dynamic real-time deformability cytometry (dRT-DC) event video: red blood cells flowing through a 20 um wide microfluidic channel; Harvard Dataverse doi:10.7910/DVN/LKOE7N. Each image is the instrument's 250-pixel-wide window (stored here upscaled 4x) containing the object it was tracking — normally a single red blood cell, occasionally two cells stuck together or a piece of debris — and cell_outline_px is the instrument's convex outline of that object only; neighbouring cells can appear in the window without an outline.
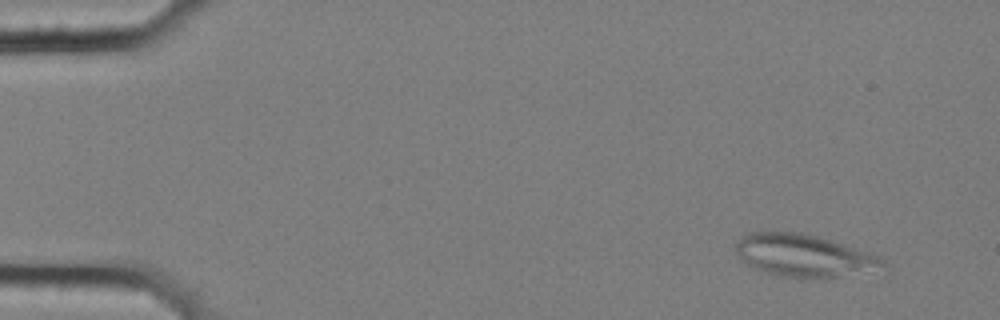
{"species": "common noctule bat (a hibernating species)", "species_latin": "Nyctalus noctula", "temperature_condition": "cold", "stored_images_in_passage": 9, "camera_frame_rate_fps": 3000, "um_per_image_px": 0.085, "animal": {"sex": "female", "body_mass_g": 25.1}, "frame": {"image": 1, "passage_image": 1, "time_ms": 0.0, "image_size_px": [1000, 320], "cell_outline_px": [[888, 264], [840, 276], [800, 280], [768, 272], [756, 268], [748, 264], [736, 252], [736, 240], [744, 232], [800, 232], [832, 240], [872, 252], [880, 256]], "centroid_in_image_um": [68.29, 21.7], "position_along_channel_um": 16.7, "area_um2": 36.07}}
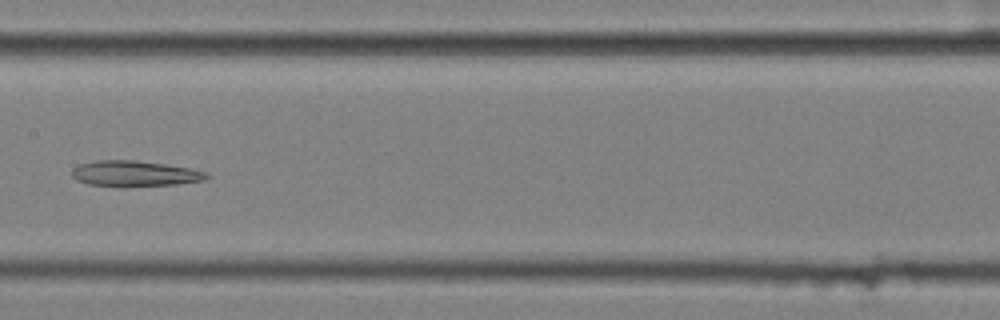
{"frame": {"image": 2, "passage_image": 8, "time_ms": 2.333, "image_size_px": [1000, 320], "cell_outline_px": [[212, 176], [204, 180], [176, 184], [124, 188], [88, 184], [76, 180], [72, 176], [72, 168], [80, 164], [96, 160], [136, 160], [164, 164], [188, 168], [208, 172]], "centroid_in_image_um": [11.44, 14.77], "position_along_channel_um": 196.0, "area_um2": 20.58}}
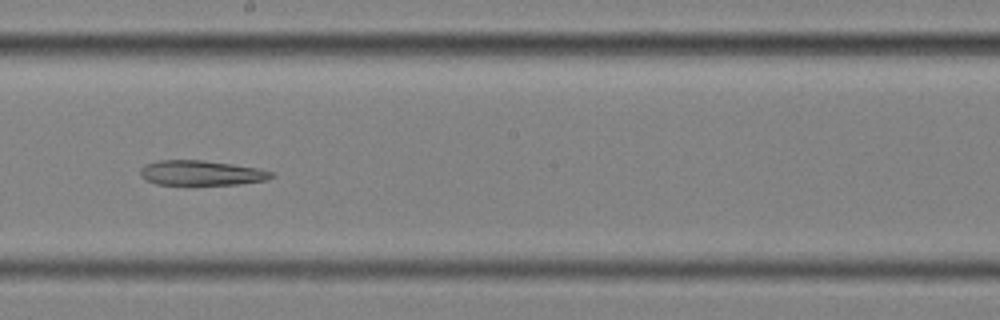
{"frame": {"image": 3, "passage_image": 9, "time_ms": 2.667, "image_size_px": [1000, 320], "cell_outline_px": [[276, 176], [264, 180], [236, 184], [156, 184], [140, 176], [140, 168], [144, 164], [160, 160], [200, 160], [232, 164], [260, 168], [276, 172]], "centroid_in_image_um": [17.13, 14.68], "position_along_channel_um": 231.1, "area_um2": 18.96}}